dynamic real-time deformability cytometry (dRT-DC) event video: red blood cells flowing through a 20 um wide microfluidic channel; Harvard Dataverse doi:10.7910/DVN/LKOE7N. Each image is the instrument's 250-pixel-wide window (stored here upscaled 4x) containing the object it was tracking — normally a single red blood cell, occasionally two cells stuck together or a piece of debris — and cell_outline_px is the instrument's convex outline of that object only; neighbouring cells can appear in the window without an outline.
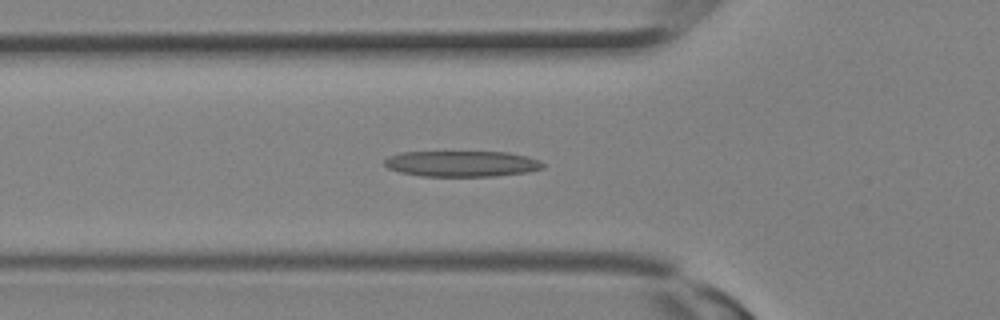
{"species": "Egyptian fruit bat (a non-hibernating species)", "species_latin": "Rousettus aegyptiacus", "temperature_condition": "room temperature", "stored_images_in_passage": 19, "camera_frame_rate_fps": 3000, "um_per_image_px": 0.085, "animal": {"sex": "female"}, "frame": {"image": 1, "passage_image": 11, "time_ms": 3.333, "image_size_px": [1000, 320], "cell_outline_px": [[544, 168], [528, 172], [492, 176], [424, 176], [400, 172], [388, 168], [384, 164], [384, 160], [388, 156], [400, 152], [508, 152], [528, 156], [540, 160], [544, 164]], "centroid_in_image_um": [39.27, 13.91], "position_along_channel_um": 86.5, "area_um2": 23.93}}
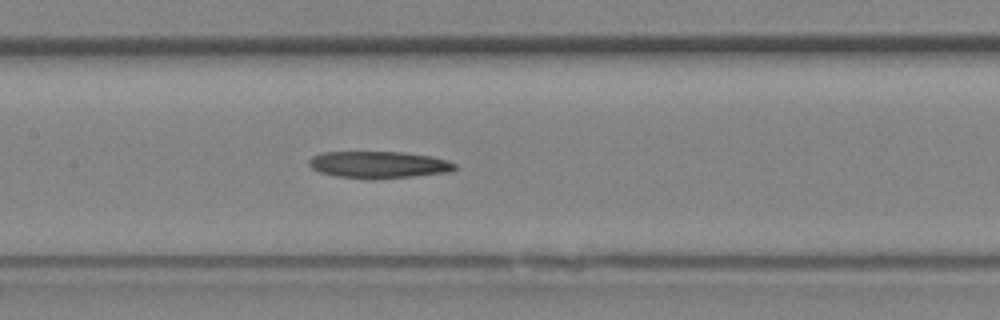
{"frame": {"image": 2, "passage_image": 15, "time_ms": 4.667, "image_size_px": [1000, 320], "cell_outline_px": [[456, 168], [448, 172], [412, 176], [372, 180], [368, 180], [336, 176], [320, 172], [312, 168], [308, 164], [308, 160], [312, 156], [324, 152], [404, 152], [432, 156], [448, 160], [456, 164]], "centroid_in_image_um": [32.17, 14.0], "position_along_channel_um": 175.2, "area_um2": 23.06}}
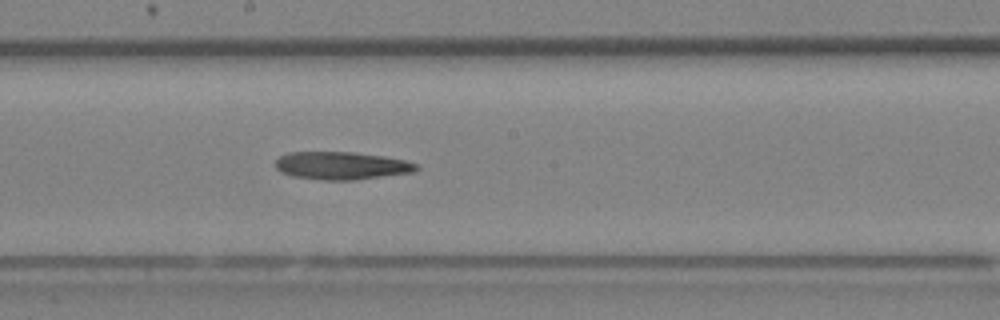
{"frame": {"image": 3, "passage_image": 17, "time_ms": 5.333, "image_size_px": [1000, 320], "cell_outline_px": [[420, 168], [416, 172], [356, 180], [320, 180], [292, 176], [280, 172], [276, 168], [276, 160], [280, 156], [288, 152], [356, 152], [384, 156], [404, 160], [420, 164]], "centroid_in_image_um": [29.07, 14.08], "position_along_channel_um": 219.1, "area_um2": 23.18}}